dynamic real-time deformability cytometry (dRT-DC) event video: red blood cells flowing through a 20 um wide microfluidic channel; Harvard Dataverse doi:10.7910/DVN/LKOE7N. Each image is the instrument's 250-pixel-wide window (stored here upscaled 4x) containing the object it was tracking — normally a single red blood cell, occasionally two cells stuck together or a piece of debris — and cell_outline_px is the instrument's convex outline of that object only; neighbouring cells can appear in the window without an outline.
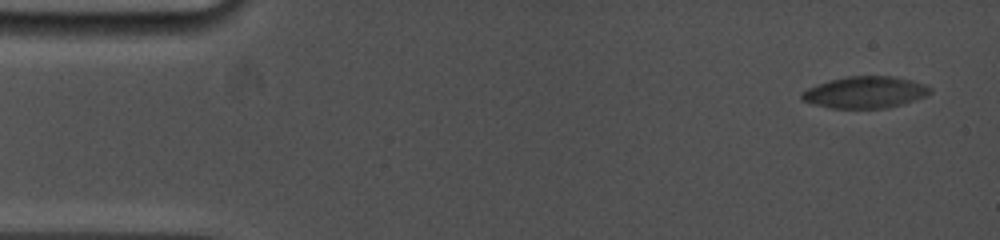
{"species": "common noctule bat (a hibernating species)", "species_latin": "Nyctalus noctula", "temperature_condition": "cold", "stored_images_in_passage": 12, "camera_frame_rate_fps": 5000, "um_per_image_px": 0.085, "animal": {"sex": "female", "body_mass_g": 19.0, "forearm_length_mm": 53.3}, "frame": {"image": 1, "passage_image": 1, "time_ms": 0.0, "image_size_px": [1000, 240], "cell_outline_px": [[932, 92], [924, 96], [904, 104], [888, 108], [832, 108], [816, 104], [804, 100], [800, 96], [800, 92], [816, 84], [848, 76], [892, 76], [912, 80], [924, 84], [932, 88]], "centroid_in_image_um": [73.56, 7.84], "position_along_channel_um": 11.4, "area_um2": 23.58}}
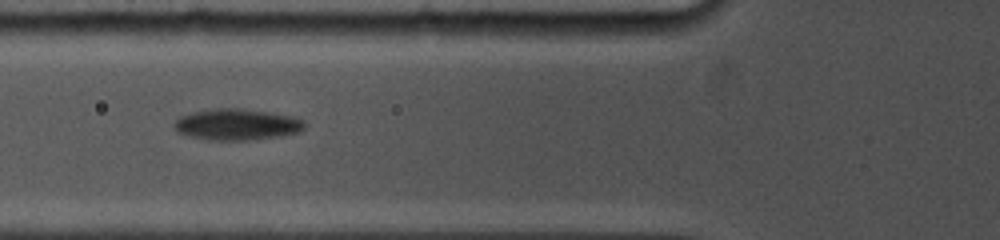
{"frame": {"image": 2, "passage_image": 9, "time_ms": 5.8, "image_size_px": [1000, 240], "cell_outline_px": [[304, 128], [300, 132], [276, 136], [248, 140], [208, 140], [176, 132], [176, 120], [180, 116], [192, 112], [216, 108], [244, 108], [296, 116], [304, 120]], "centroid_in_image_um": [20.17, 10.56], "position_along_channel_um": 105.6, "area_um2": 23.7}}
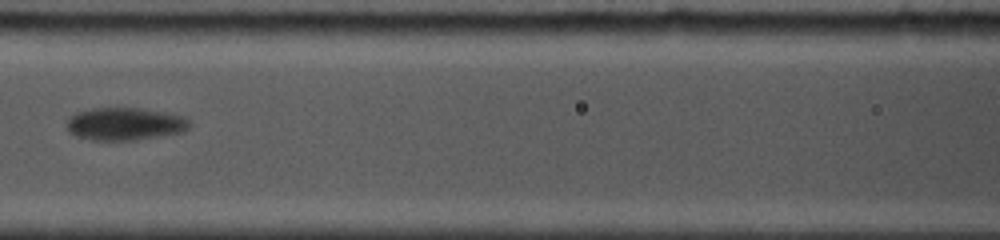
{"frame": {"image": 3, "passage_image": 11, "time_ms": 7.2, "image_size_px": [1000, 240], "cell_outline_px": [[192, 124], [188, 128], [180, 132], [132, 140], [92, 140], [76, 136], [68, 132], [68, 120], [76, 112], [92, 108], [140, 108], [164, 112], [184, 116], [192, 120]], "centroid_in_image_um": [10.63, 10.52], "position_along_channel_um": 156.0, "area_um2": 23.24}}